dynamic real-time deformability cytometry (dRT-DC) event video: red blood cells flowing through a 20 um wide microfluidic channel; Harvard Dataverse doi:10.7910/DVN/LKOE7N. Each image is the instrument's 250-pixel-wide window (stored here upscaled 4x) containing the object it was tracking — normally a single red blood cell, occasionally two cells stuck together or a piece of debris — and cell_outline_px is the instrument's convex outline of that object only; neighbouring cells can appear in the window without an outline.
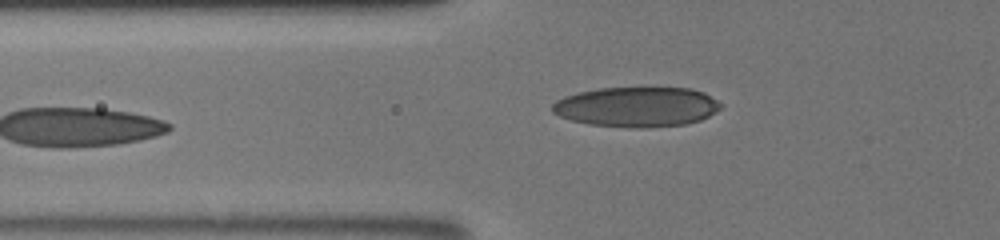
{"species": "human", "species_latin": "Homo sapiens", "temperature_condition": "room temperature", "stored_images_in_passage": 5, "camera_frame_rate_fps": 3000, "um_per_image_px": 0.085, "donor": {"sex": "male"}, "frame": {"image": 1, "passage_image": 5, "time_ms": 1.667, "image_size_px": [1000, 240], "cell_outline_px": [[720, 108], [708, 116], [700, 120], [684, 124], [588, 124], [572, 120], [560, 116], [552, 112], [552, 104], [556, 100], [564, 96], [580, 92], [600, 88], [692, 88], [704, 92], [716, 100], [720, 104]], "centroid_in_image_um": [54.1, 9.02], "position_along_channel_um": 71.7, "area_um2": 37.51}}